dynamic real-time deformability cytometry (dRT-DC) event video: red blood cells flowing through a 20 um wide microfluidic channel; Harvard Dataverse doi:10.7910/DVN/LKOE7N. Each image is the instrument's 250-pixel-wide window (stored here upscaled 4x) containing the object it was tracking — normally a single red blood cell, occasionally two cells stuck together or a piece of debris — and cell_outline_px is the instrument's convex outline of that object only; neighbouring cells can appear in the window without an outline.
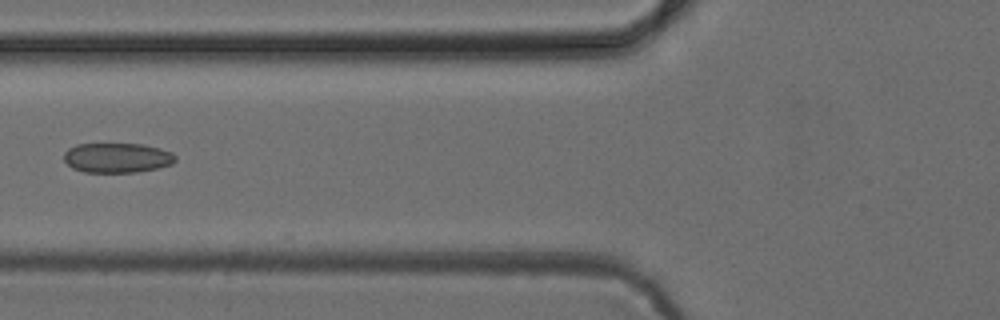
{"species": "common noctule bat (a hibernating species)", "species_latin": "Nyctalus noctula", "temperature_condition": "cold", "stored_images_in_passage": 5, "camera_frame_rate_fps": 3000, "um_per_image_px": 0.085, "animal": {"sex": "female", "body_mass_g": 24.6, "forearm_length_mm": 56.2}, "frame": {"image": 1, "passage_image": 4, "time_ms": 4.333, "image_size_px": [1000, 320], "cell_outline_px": [[176, 160], [172, 164], [156, 168], [136, 172], [84, 172], [72, 168], [64, 160], [64, 152], [68, 148], [76, 144], [144, 144], [160, 148], [172, 152], [176, 156]], "centroid_in_image_um": [9.95, 13.4], "position_along_channel_um": 115.8, "area_um2": 19.42}}
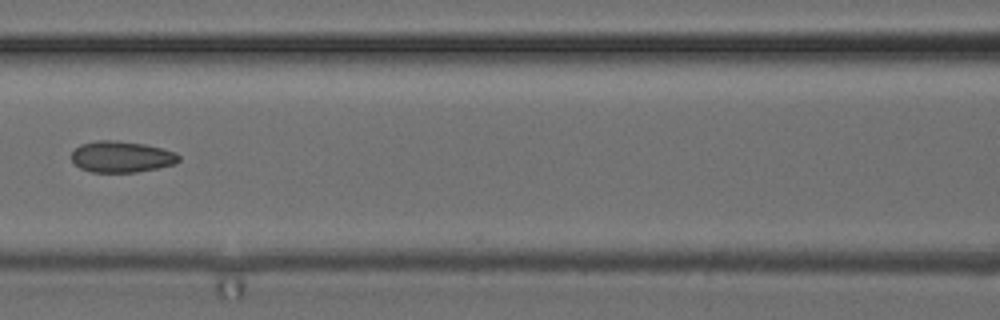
{"frame": {"image": 2, "passage_image": 5, "time_ms": 5.333, "image_size_px": [1000, 320], "cell_outline_px": [[180, 160], [176, 164], [160, 168], [136, 172], [92, 172], [80, 168], [72, 160], [72, 152], [80, 144], [96, 140], [116, 140], [144, 144], [176, 152], [180, 156]], "centroid_in_image_um": [10.35, 13.32], "position_along_channel_um": 156.2, "area_um2": 19.65}}